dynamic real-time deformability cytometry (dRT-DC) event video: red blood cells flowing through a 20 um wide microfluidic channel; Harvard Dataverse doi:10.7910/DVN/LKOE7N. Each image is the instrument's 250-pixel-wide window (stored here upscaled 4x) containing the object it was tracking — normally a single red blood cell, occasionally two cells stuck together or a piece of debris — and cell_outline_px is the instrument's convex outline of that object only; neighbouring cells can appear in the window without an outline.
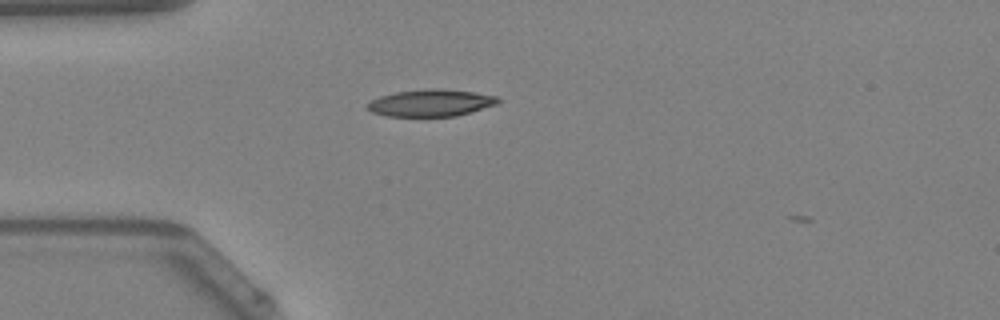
{"species": "Egyptian fruit bat (a non-hibernating species)", "species_latin": "Rousettus aegyptiacus", "temperature_condition": "warm", "stored_images_in_passage": 7, "camera_frame_rate_fps": 3000, "um_per_image_px": 0.085, "animal": {"sex": "female"}, "frame": {"image": 1, "passage_image": 6, "time_ms": 1.667, "image_size_px": [1000, 320], "cell_outline_px": [[500, 100], [496, 104], [456, 116], [384, 116], [372, 112], [368, 108], [368, 104], [372, 100], [380, 96], [396, 92], [428, 88], [440, 88], [472, 92], [496, 96]], "centroid_in_image_um": [36.6, 8.74], "position_along_channel_um": 48.4, "area_um2": 20.29}}